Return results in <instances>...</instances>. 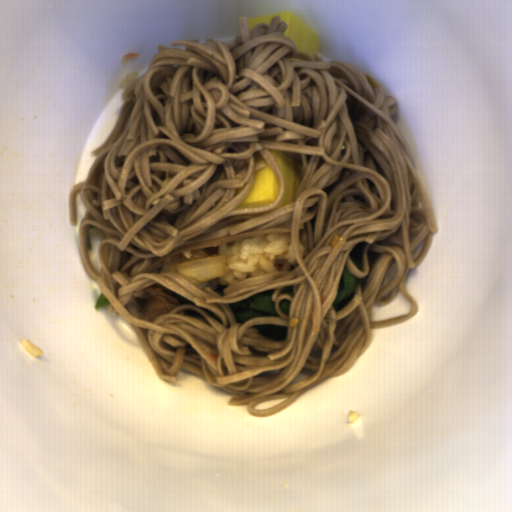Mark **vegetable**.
I'll return each mask as SVG.
<instances>
[{
	"label": "vegetable",
	"mask_w": 512,
	"mask_h": 512,
	"mask_svg": "<svg viewBox=\"0 0 512 512\" xmlns=\"http://www.w3.org/2000/svg\"><path fill=\"white\" fill-rule=\"evenodd\" d=\"M275 289L259 292L239 302H228L234 312L236 323L243 325L255 317H281L276 309L275 301L271 299Z\"/></svg>",
	"instance_id": "1"
},
{
	"label": "vegetable",
	"mask_w": 512,
	"mask_h": 512,
	"mask_svg": "<svg viewBox=\"0 0 512 512\" xmlns=\"http://www.w3.org/2000/svg\"><path fill=\"white\" fill-rule=\"evenodd\" d=\"M360 283L361 279L353 276L345 265L342 272L337 297L332 305L335 308L336 313L352 301L355 296L356 289Z\"/></svg>",
	"instance_id": "2"
},
{
	"label": "vegetable",
	"mask_w": 512,
	"mask_h": 512,
	"mask_svg": "<svg viewBox=\"0 0 512 512\" xmlns=\"http://www.w3.org/2000/svg\"><path fill=\"white\" fill-rule=\"evenodd\" d=\"M258 330L261 336L266 337L270 340L282 341L285 340L288 326L280 325H260L252 326Z\"/></svg>",
	"instance_id": "3"
},
{
	"label": "vegetable",
	"mask_w": 512,
	"mask_h": 512,
	"mask_svg": "<svg viewBox=\"0 0 512 512\" xmlns=\"http://www.w3.org/2000/svg\"><path fill=\"white\" fill-rule=\"evenodd\" d=\"M367 241H362L359 244H357L348 254L355 264V266L358 268L359 271L362 272V263H363V252L364 248L367 245Z\"/></svg>",
	"instance_id": "4"
},
{
	"label": "vegetable",
	"mask_w": 512,
	"mask_h": 512,
	"mask_svg": "<svg viewBox=\"0 0 512 512\" xmlns=\"http://www.w3.org/2000/svg\"><path fill=\"white\" fill-rule=\"evenodd\" d=\"M106 305H111L110 301L107 299V297L104 295V293L101 291L97 297V300L94 304V309H99L101 307H104Z\"/></svg>",
	"instance_id": "5"
}]
</instances>
